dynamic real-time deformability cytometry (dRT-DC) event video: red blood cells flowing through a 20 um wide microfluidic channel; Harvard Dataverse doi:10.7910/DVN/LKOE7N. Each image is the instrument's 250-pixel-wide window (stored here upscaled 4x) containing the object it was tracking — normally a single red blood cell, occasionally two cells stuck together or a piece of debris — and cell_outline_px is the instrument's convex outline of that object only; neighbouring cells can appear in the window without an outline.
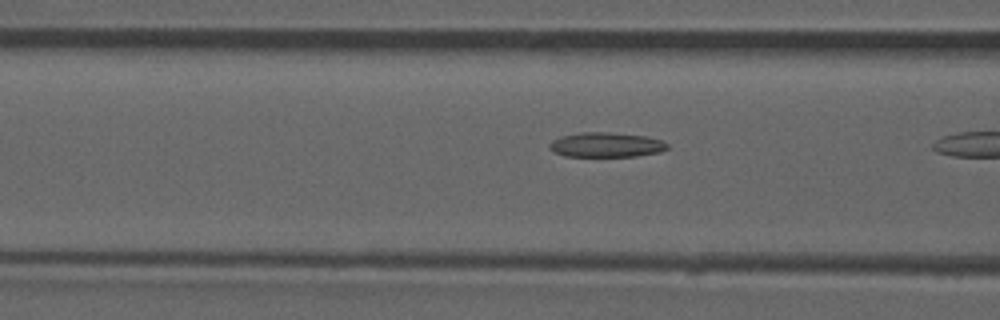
{"species": "common noctule bat (a hibernating species)", "species_latin": "Nyctalus noctula", "temperature_condition": "room temperature", "stored_images_in_passage": 9, "camera_frame_rate_fps": 3000, "um_per_image_px": 0.085, "animal": {"sex": "male", "forearm_length_mm": 52.5}, "frame": {"image": 1, "passage_image": 8, "time_ms": 2.333, "image_size_px": [1000, 320], "cell_outline_px": [[668, 148], [660, 152], [636, 156], [564, 156], [552, 152], [548, 148], [548, 144], [552, 140], [560, 136], [580, 132], [608, 132], [644, 136], [660, 140], [668, 144]], "centroid_in_image_um": [51.46, 12.31], "position_along_channel_um": 115.1, "area_um2": 17.05}}